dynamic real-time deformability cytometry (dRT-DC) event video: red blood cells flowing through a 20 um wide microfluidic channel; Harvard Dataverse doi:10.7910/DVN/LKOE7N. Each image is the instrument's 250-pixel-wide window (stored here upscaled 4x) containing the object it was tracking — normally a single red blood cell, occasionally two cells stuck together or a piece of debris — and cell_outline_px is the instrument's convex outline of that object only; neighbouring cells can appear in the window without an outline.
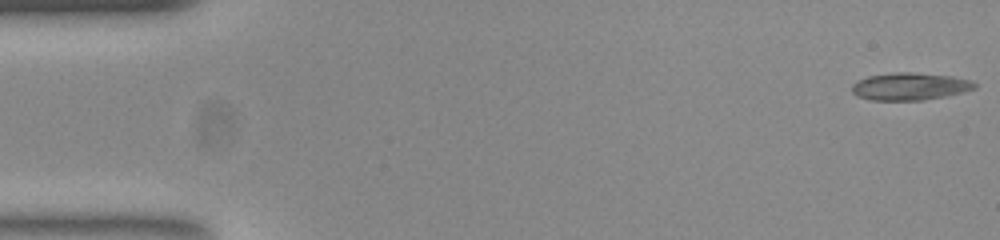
{"species": "common noctule bat (a hibernating species)", "species_latin": "Nyctalus noctula", "temperature_condition": "room temperature", "stored_images_in_passage": 52, "camera_frame_rate_fps": 3000, "um_per_image_px": 0.085, "animal": {"sex": "female", "body_mass_g": 23.0, "forearm_length_mm": 53.4}, "frame": {"image": 1, "passage_image": 1, "time_ms": 0.0, "image_size_px": [1000, 240], "cell_outline_px": [[976, 88], [944, 96], [920, 100], [872, 100], [856, 96], [852, 92], [852, 84], [868, 76], [896, 72], [912, 72], [952, 76], [972, 80], [976, 84]], "centroid_in_image_um": [77.33, 7.34], "position_along_channel_um": 7.7, "area_um2": 19.42}}
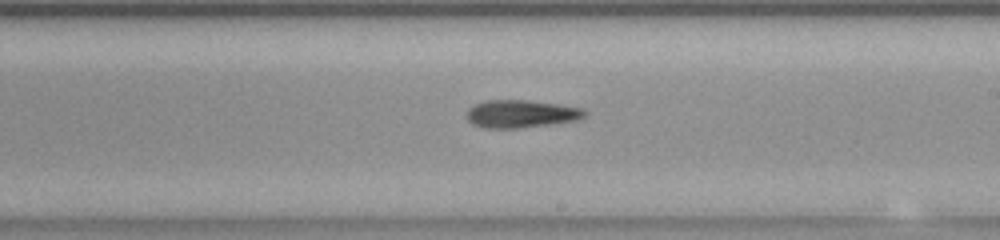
{"frame": {"image": 2, "passage_image": 30, "time_ms": 9.667, "image_size_px": [1000, 240], "cell_outline_px": [[588, 112], [584, 116], [576, 120], [548, 124], [516, 128], [484, 128], [472, 124], [468, 120], [468, 108], [472, 104], [484, 100], [528, 100], [560, 104], [584, 108]], "centroid_in_image_um": [44.27, 9.66], "position_along_channel_um": 244.7, "area_um2": 19.13}}
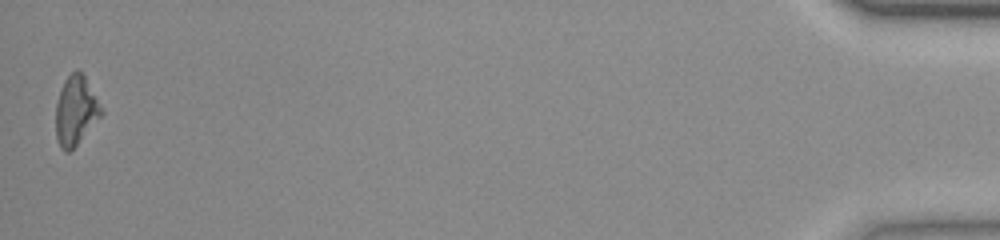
{"frame": {"image": 3, "passage_image": 52, "time_ms": 17.0, "image_size_px": [1000, 240], "cell_outline_px": [[104, 112], [76, 144], [68, 152], [64, 152], [60, 148], [56, 136], [56, 104], [64, 80], [76, 68], [84, 76]], "centroid_in_image_um": [6.41, 9.4], "position_along_channel_um": 428.8, "area_um2": 17.8}, "authors_computed_cell_mechanics": {"area_um2": 18.9584, "velocity_mm_per_s": 3.8637, "shape_relaxation_time_tau1_ms": null, "shape_relaxation_time_tau2_ms": 6.5369, "deformation_change_tau1": null, "deformation_change_tau2": 0.1945}}